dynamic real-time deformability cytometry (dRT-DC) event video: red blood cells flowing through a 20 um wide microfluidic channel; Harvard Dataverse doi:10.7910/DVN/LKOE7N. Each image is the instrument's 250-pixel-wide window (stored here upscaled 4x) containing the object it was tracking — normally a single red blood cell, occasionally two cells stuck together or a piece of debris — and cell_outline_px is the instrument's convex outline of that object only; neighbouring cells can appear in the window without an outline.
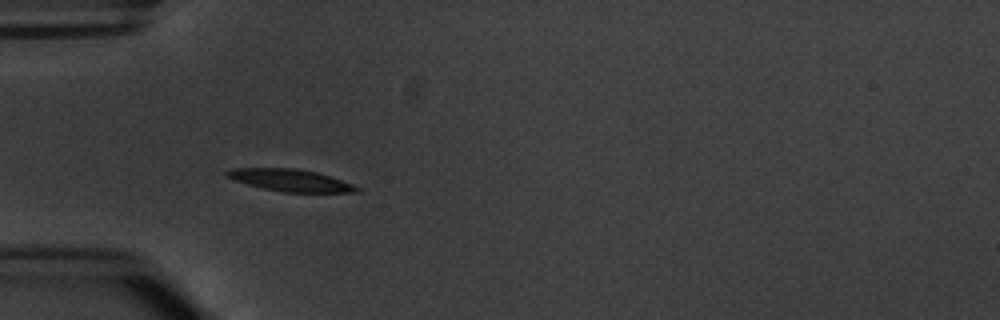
{"species": "common noctule bat (a hibernating species)", "species_latin": "Nyctalus noctula", "temperature_condition": "warm", "stored_images_in_passage": 9, "camera_frame_rate_fps": 3000, "um_per_image_px": 0.085, "animal": {"sex": "male", "body_mass_g": 20.1, "forearm_length_mm": 53.5}, "frame": {"image": 1, "passage_image": 6, "time_ms": 6.0, "image_size_px": [1000, 320], "cell_outline_px": [[360, 192], [284, 192], [264, 188], [232, 180], [224, 176], [224, 172], [232, 168], [296, 168], [316, 172], [352, 184], [360, 188]], "centroid_in_image_um": [24.62, 15.31], "position_along_channel_um": 60.4, "area_um2": 16.59}}
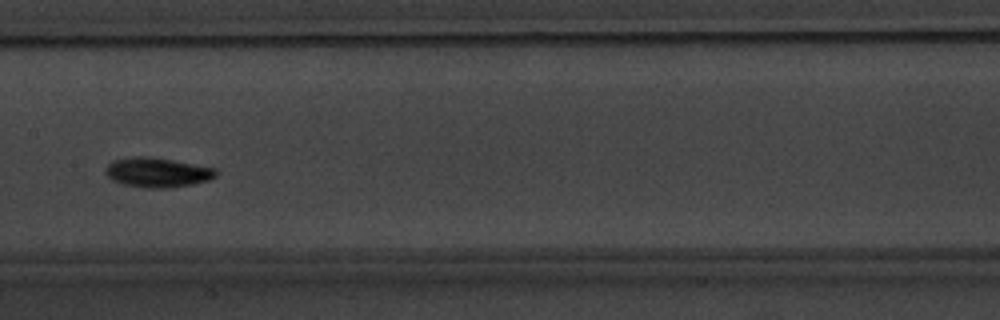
{"frame": {"image": 2, "passage_image": 9, "time_ms": 9.667, "image_size_px": [1000, 320], "cell_outline_px": [[216, 176], [208, 180], [192, 184], [168, 188], [144, 188], [124, 184], [112, 180], [104, 172], [104, 168], [112, 160], [136, 156], [152, 156], [216, 168]], "centroid_in_image_um": [13.34, 14.65], "position_along_channel_um": 194.1, "area_um2": 19.19}}